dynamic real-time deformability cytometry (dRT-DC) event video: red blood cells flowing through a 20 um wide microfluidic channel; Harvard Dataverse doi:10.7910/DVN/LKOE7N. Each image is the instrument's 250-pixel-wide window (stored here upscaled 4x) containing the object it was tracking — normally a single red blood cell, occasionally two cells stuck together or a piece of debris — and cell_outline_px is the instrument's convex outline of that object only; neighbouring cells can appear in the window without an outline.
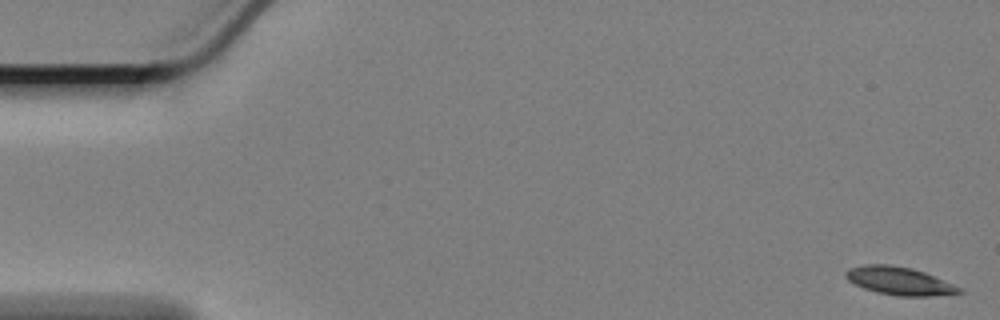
{"species": "Egyptian fruit bat (a non-hibernating species)", "species_latin": "Rousettus aegyptiacus", "temperature_condition": "cold", "stored_images_in_passage": 10, "camera_frame_rate_fps": 3000, "um_per_image_px": 0.085, "animal": {"sex": "female"}, "frame": {"image": 1, "passage_image": 1, "time_ms": 0.0, "image_size_px": [1000, 320], "cell_outline_px": [[964, 292], [928, 296], [900, 296], [880, 292], [864, 288], [848, 280], [844, 276], [852, 268], [864, 264], [888, 264], [912, 268], [924, 272], [952, 284], [960, 288]], "centroid_in_image_um": [76.44, 23.87], "position_along_channel_um": 8.6, "area_um2": 17.98}}